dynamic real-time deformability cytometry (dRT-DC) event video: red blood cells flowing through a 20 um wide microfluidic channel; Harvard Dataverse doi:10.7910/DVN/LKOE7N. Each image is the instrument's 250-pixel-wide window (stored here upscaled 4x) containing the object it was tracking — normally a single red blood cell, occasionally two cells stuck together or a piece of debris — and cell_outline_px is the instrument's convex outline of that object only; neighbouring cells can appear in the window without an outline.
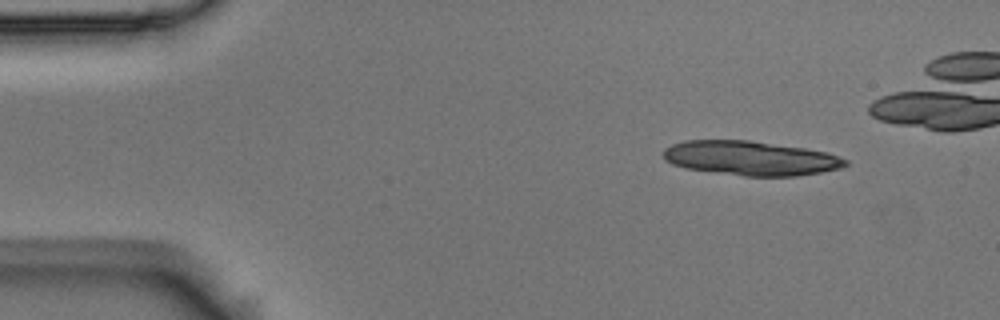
{"species": "Egyptian fruit bat (a non-hibernating species)", "species_latin": "Rousettus aegyptiacus", "temperature_condition": "room temperature", "stored_images_in_passage": 11, "camera_frame_rate_fps": 3000, "um_per_image_px": 0.085, "animal": {"sex": "male"}, "frame": {"image": 1, "passage_image": 1, "time_ms": 0.0, "image_size_px": [1000, 320], "cell_outline_px": [[848, 164], [840, 168], [820, 172], [796, 176], [744, 176], [684, 168], [672, 164], [664, 160], [664, 148], [672, 144], [684, 140], [748, 140], [804, 148], [828, 152], [848, 160]], "centroid_in_image_um": [63.78, 13.44], "position_along_channel_um": 21.2, "area_um2": 36.47}}